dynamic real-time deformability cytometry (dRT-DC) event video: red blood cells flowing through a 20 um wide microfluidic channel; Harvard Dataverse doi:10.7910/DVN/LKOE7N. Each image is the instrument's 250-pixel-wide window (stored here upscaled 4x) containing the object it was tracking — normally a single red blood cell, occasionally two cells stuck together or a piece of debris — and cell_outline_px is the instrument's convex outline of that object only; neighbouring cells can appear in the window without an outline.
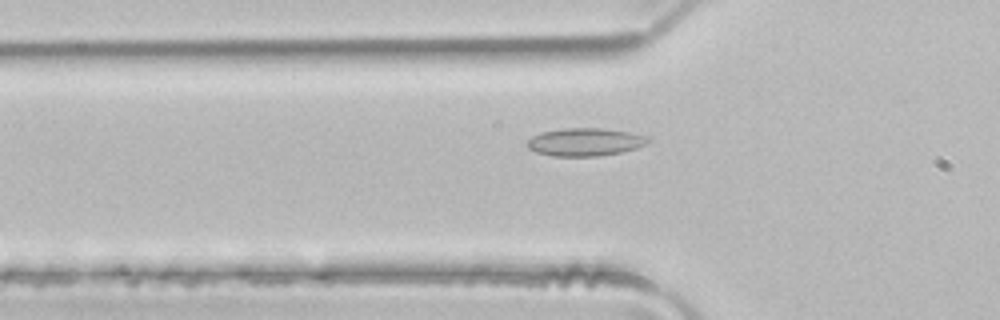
{"species": "common noctule bat (a hibernating species)", "species_latin": "Nyctalus noctula", "temperature_condition": "room temperature", "stored_images_in_passage": 35, "segment_of_instrument_passage": [1, 2], "camera_frame_rate_fps": 3000, "um_per_image_px": 0.085, "animal": {"sex": "male", "body_mass_g": 21.5, "forearm_length_mm": 52.0}, "frame": {"image": 1, "passage_image": 2, "time_ms": 0.333, "image_size_px": [1000, 320], "cell_outline_px": [[648, 140], [644, 144], [636, 148], [620, 152], [600, 156], [552, 156], [536, 152], [528, 148], [524, 144], [532, 136], [540, 132], [564, 128], [604, 128], [628, 132], [644, 136]], "centroid_in_image_um": [49.64, 12.07], "position_along_channel_um": 76.2, "area_um2": 19.54}}
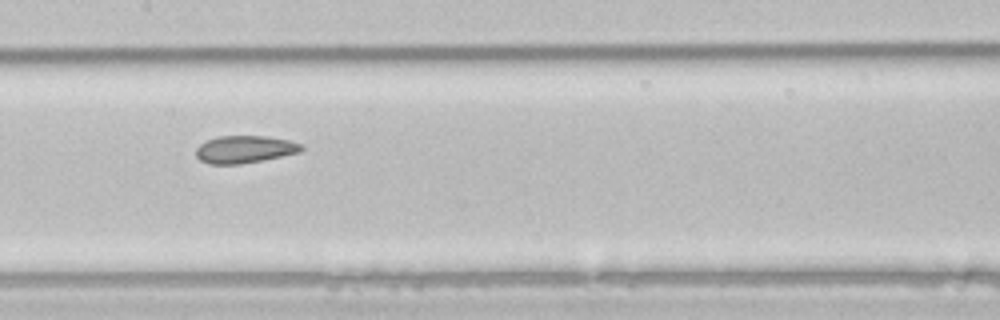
{"frame": {"image": 2, "passage_image": 10, "time_ms": 3.0, "image_size_px": [1000, 320], "cell_outline_px": [[304, 148], [300, 152], [264, 160], [240, 164], [212, 164], [200, 160], [196, 156], [196, 148], [200, 144], [216, 136], [268, 136], [288, 140], [304, 144]], "centroid_in_image_um": [20.82, 12.69], "position_along_channel_um": 186.6, "area_um2": 16.94}}
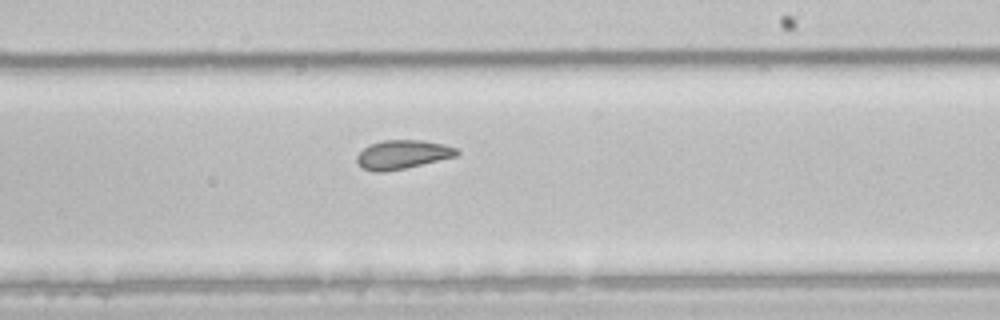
{"frame": {"image": 3, "passage_image": 15, "time_ms": 4.667, "image_size_px": [1000, 320], "cell_outline_px": [[460, 152], [456, 156], [404, 168], [384, 172], [372, 172], [360, 168], [356, 160], [356, 156], [368, 144], [384, 140], [424, 140], [444, 144], [456, 148]], "centroid_in_image_um": [34.17, 13.13], "position_along_channel_um": 254.8, "area_um2": 16.88}}